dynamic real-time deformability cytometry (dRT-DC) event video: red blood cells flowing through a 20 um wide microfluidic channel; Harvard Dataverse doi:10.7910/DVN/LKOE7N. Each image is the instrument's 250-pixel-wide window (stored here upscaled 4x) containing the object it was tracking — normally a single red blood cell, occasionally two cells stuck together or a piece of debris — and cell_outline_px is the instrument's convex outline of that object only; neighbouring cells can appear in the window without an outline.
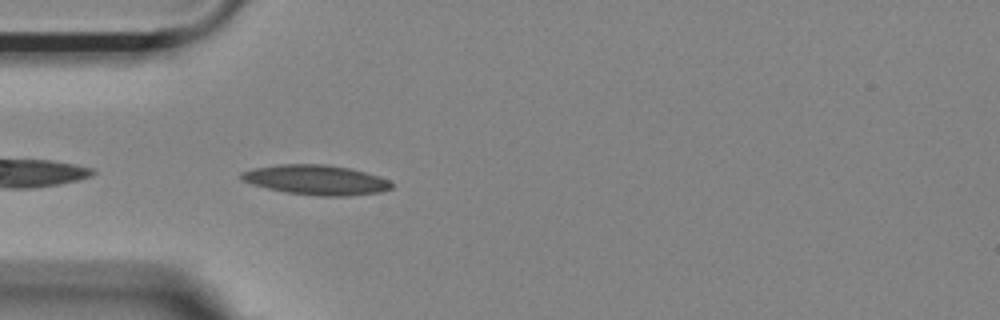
{"species": "Egyptian fruit bat (a non-hibernating species)", "species_latin": "Rousettus aegyptiacus", "temperature_condition": "room temperature", "stored_images_in_passage": 38, "camera_frame_rate_fps": 3000, "um_per_image_px": 0.085, "animal": {"sex": "female"}, "frame": {"image": 1, "passage_image": 2, "time_ms": 0.333, "image_size_px": [1000, 320], "cell_outline_px": [[392, 188], [380, 192], [348, 196], [320, 196], [288, 192], [268, 188], [252, 184], [240, 180], [240, 172], [256, 168], [280, 164], [324, 164], [348, 168], [380, 176], [388, 180], [392, 184]], "centroid_in_image_um": [26.86, 15.29], "position_along_channel_um": 58.1, "area_um2": 25.89}}
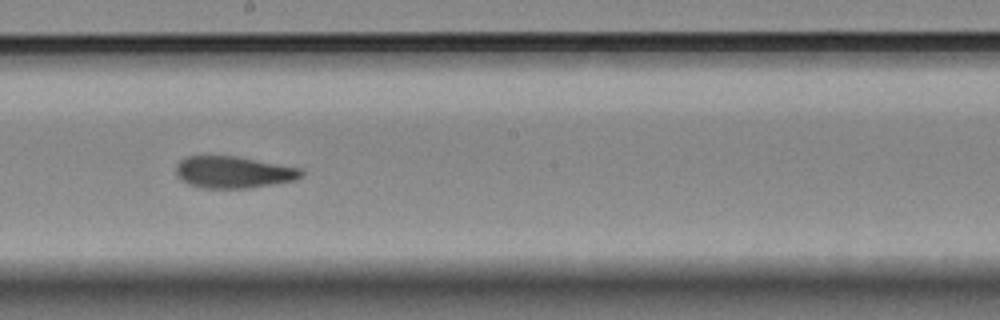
{"frame": {"image": 2, "passage_image": 16, "time_ms": 5.0, "image_size_px": [1000, 320], "cell_outline_px": [[304, 176], [296, 180], [248, 188], [200, 188], [188, 184], [180, 180], [176, 176], [176, 164], [184, 156], [232, 156], [300, 168], [304, 172]], "centroid_in_image_um": [19.79, 14.65], "position_along_channel_um": 228.4, "area_um2": 23.24}}
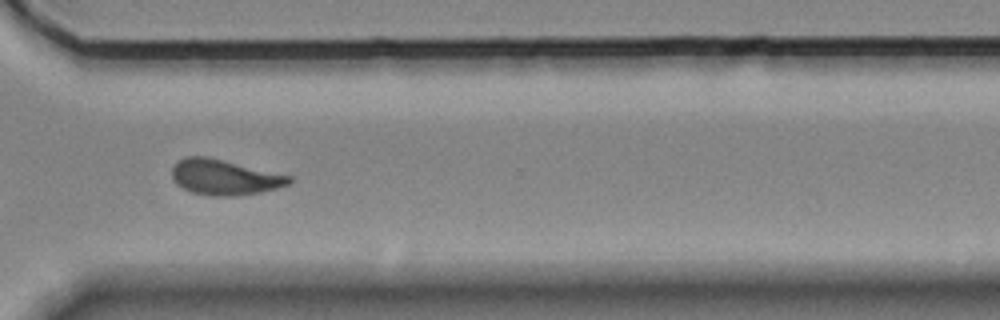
{"frame": {"image": 3, "passage_image": 26, "time_ms": 8.333, "image_size_px": [1000, 320], "cell_outline_px": [[292, 180], [288, 184], [276, 188], [260, 192], [236, 196], [212, 196], [192, 192], [176, 184], [172, 180], [172, 168], [184, 156], [208, 156], [292, 176]], "centroid_in_image_um": [19.07, 15.06], "position_along_channel_um": 351.5, "area_um2": 24.16}, "authors_computed_cell_mechanics": {"area_um2": 23.8714, "velocity_mm_per_s": 3.6971, "shape_relaxation_time_tau1_ms": null, "shape_relaxation_time_tau2_ms": 3.2452, "deformation_change_tau1": null, "deformation_change_tau2": 0.0932}}